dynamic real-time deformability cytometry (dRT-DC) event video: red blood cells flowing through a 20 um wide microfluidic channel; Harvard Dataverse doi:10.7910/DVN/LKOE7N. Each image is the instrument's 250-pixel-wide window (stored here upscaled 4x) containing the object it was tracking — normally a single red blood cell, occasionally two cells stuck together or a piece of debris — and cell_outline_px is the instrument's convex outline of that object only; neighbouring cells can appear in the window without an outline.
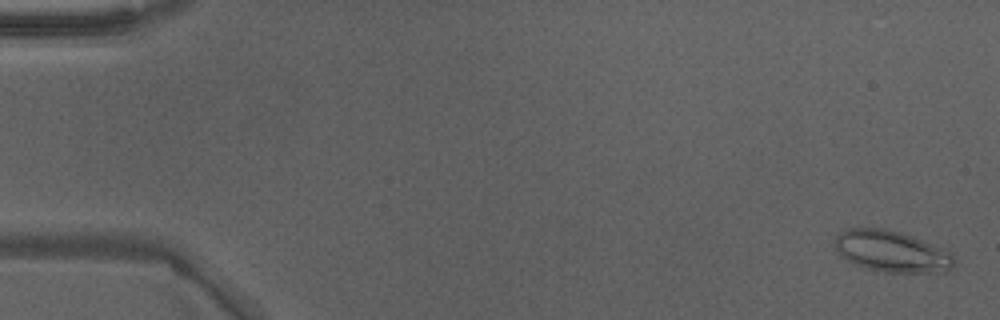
{"species": "Egyptian fruit bat (a non-hibernating species)", "species_latin": "Rousettus aegyptiacus", "temperature_condition": "warm", "stored_images_in_passage": 49, "camera_frame_rate_fps": 3000, "um_per_image_px": 0.085, "animal": {"sex": "male"}, "frame": {"image": 1, "passage_image": 2, "time_ms": 0.333, "image_size_px": [1000, 320], "cell_outline_px": [[952, 268], [948, 272], [884, 272], [868, 268], [856, 264], [840, 256], [836, 248], [836, 236], [840, 232], [848, 228], [884, 228], [900, 232], [944, 248], [952, 256]], "centroid_in_image_um": [75.78, 21.36], "position_along_channel_um": 9.2, "area_um2": 28.38}}
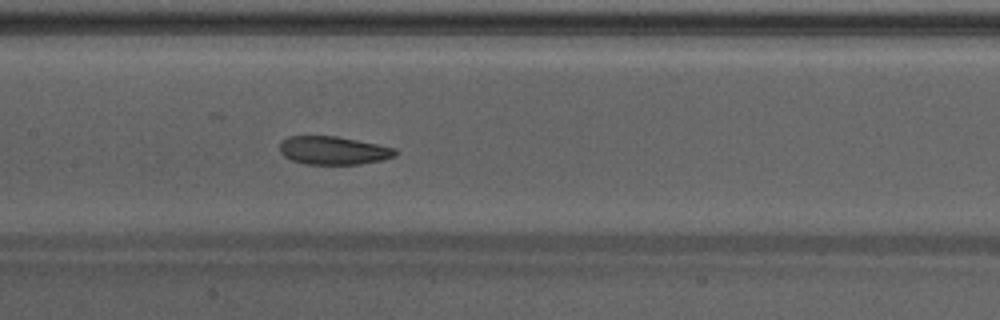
{"frame": {"image": 2, "passage_image": 25, "time_ms": 8.0, "image_size_px": [1000, 320], "cell_outline_px": [[396, 156], [380, 160], [360, 164], [304, 164], [292, 160], [284, 156], [280, 152], [280, 140], [288, 136], [336, 136], [396, 148]], "centroid_in_image_um": [28.3, 12.78], "position_along_channel_um": 179.1, "area_um2": 18.96}}
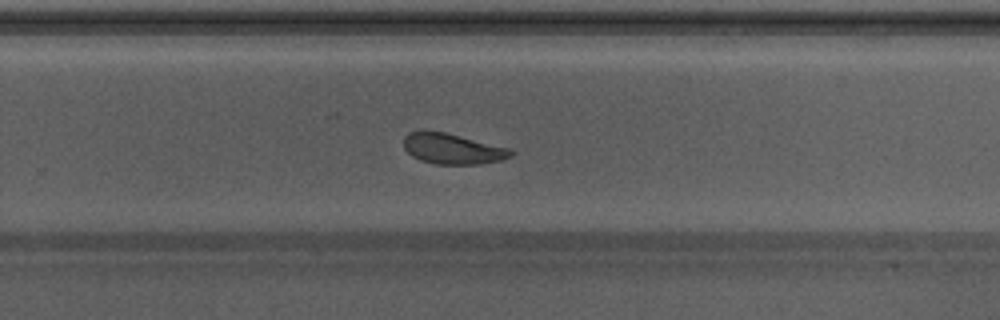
{"frame": {"image": 3, "passage_image": 33, "time_ms": 10.667, "image_size_px": [1000, 320], "cell_outline_px": [[516, 152], [512, 156], [500, 160], [480, 164], [436, 164], [420, 160], [412, 156], [404, 148], [404, 136], [408, 132], [420, 128], [424, 128], [444, 132], [512, 148]], "centroid_in_image_um": [38.45, 12.61], "position_along_channel_um": 291.4, "area_um2": 19.59}, "authors_computed_cell_mechanics": {"area_um2": 21.097, "velocity_mm_per_s": 4.2261, "shape_relaxation_time_tau1_ms": 5.085, "shape_relaxation_time_tau2_ms": 2.6268, "deformation_change_tau1": 0.1255, "deformation_change_tau2": 0.099}}